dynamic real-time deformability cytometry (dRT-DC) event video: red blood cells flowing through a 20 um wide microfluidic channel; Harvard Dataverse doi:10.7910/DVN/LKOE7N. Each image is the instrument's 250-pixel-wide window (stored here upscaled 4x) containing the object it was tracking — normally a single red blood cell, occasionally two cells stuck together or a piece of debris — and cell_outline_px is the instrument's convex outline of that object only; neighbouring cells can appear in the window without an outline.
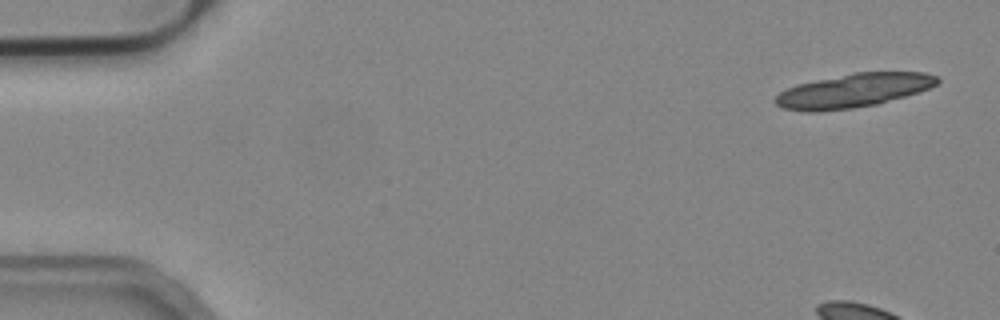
{"species": "common noctule bat (a hibernating species)", "species_latin": "Nyctalus noctula", "temperature_condition": "cold", "stored_images_in_passage": 5, "camera_frame_rate_fps": 3000, "um_per_image_px": 0.085, "animal": {"sex": "male", "body_mass_g": 19.2, "forearm_length_mm": 51.8}, "frame": {"image": 1, "passage_image": 2, "time_ms": 0.333, "image_size_px": [1000, 320], "cell_outline_px": [[940, 80], [936, 84], [920, 92], [876, 104], [852, 108], [816, 112], [804, 112], [784, 108], [776, 104], [772, 100], [780, 92], [796, 84], [856, 72], [924, 72], [936, 76]], "centroid_in_image_um": [72.52, 7.7], "position_along_channel_um": 12.5, "area_um2": 31.79}}